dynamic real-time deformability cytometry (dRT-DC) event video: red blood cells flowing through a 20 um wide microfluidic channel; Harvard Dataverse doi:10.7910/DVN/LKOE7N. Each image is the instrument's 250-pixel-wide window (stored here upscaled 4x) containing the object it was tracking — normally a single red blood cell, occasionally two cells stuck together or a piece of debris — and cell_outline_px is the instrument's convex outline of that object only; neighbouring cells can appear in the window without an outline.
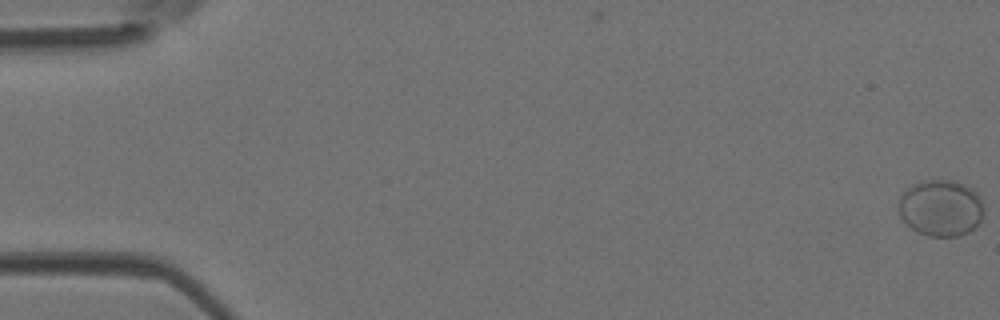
{"species": "Egyptian fruit bat (a non-hibernating species)", "species_latin": "Rousettus aegyptiacus", "temperature_condition": "room temperature", "stored_images_in_passage": 51, "camera_frame_rate_fps": 3000, "um_per_image_px": 0.085, "animal": {"sex": "female"}, "frame": {"image": 1, "passage_image": 1, "time_ms": 0.0, "image_size_px": [1000, 320], "cell_outline_px": [[984, 212], [980, 220], [968, 232], [960, 236], [928, 236], [916, 232], [900, 216], [896, 204], [900, 196], [912, 184], [924, 180], [956, 180], [976, 192], [984, 204]], "centroid_in_image_um": [79.95, 17.67], "position_along_channel_um": 5.1, "area_um2": 28.21}}
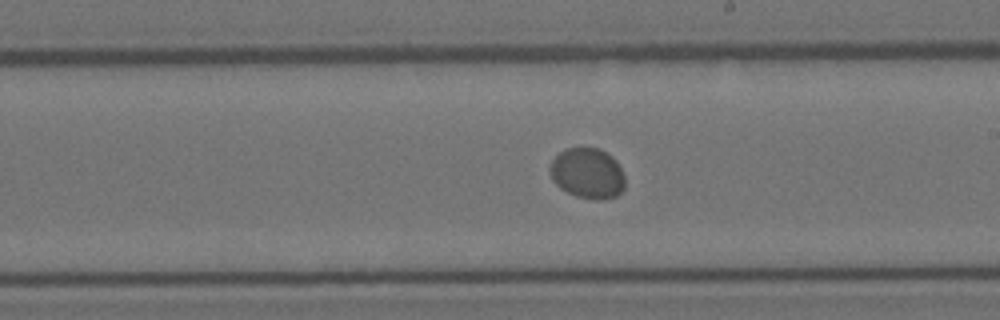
{"frame": {"image": 2, "passage_image": 30, "time_ms": 9.667, "image_size_px": [1000, 320], "cell_outline_px": [[624, 188], [616, 196], [600, 200], [596, 200], [576, 196], [560, 188], [552, 180], [552, 160], [564, 148], [600, 148], [612, 156], [616, 160], [624, 176]], "centroid_in_image_um": [49.96, 14.73], "position_along_channel_um": 239.0, "area_um2": 21.91}}
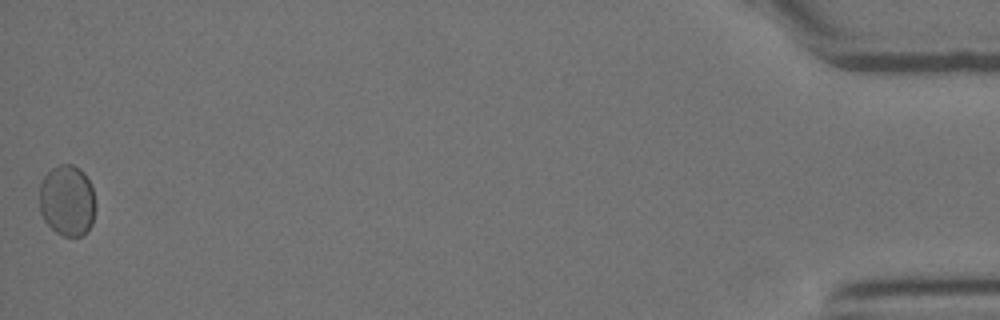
{"frame": {"image": 3, "passage_image": 51, "time_ms": 16.667, "image_size_px": [1000, 320], "cell_outline_px": [[96, 204], [92, 224], [88, 232], [84, 236], [64, 236], [56, 232], [44, 220], [40, 212], [40, 184], [44, 176], [52, 168], [60, 164], [72, 164], [80, 168], [84, 172], [92, 188]], "centroid_in_image_um": [5.73, 17.05], "position_along_channel_um": 429.5, "area_um2": 23.47}}